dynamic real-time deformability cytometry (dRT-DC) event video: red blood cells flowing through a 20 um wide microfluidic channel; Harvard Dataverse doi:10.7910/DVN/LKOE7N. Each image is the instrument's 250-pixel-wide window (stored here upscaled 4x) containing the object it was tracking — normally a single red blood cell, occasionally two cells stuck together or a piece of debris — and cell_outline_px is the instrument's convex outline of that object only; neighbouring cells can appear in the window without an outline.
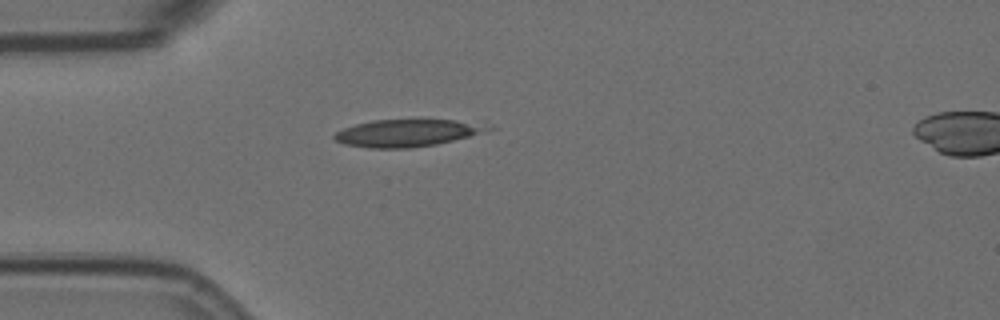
{"species": "Egyptian fruit bat (a non-hibernating species)", "species_latin": "Rousettus aegyptiacus", "temperature_condition": "room temperature", "stored_images_in_passage": 2, "camera_frame_rate_fps": 3000, "um_per_image_px": 0.085, "animal": {"sex": "female"}, "frame": {"image": 1, "passage_image": 1, "time_ms": 0.0, "image_size_px": [1000, 320], "cell_outline_px": [[476, 132], [468, 136], [436, 144], [412, 148], [368, 148], [344, 144], [336, 140], [332, 136], [336, 132], [344, 128], [356, 124], [372, 120], [456, 120], [476, 128]], "centroid_in_image_um": [34.23, 11.33], "position_along_channel_um": 50.8, "area_um2": 22.83}}